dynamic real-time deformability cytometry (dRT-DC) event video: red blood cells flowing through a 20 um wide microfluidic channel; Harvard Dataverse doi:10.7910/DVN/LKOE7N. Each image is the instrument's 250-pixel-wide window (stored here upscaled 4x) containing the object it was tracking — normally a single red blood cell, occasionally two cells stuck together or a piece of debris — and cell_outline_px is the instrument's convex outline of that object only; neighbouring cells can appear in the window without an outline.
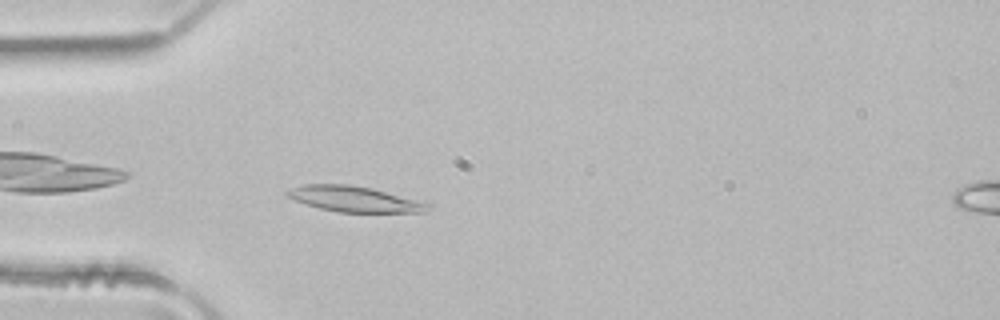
{"species": "common noctule bat (a hibernating species)", "species_latin": "Nyctalus noctula", "temperature_condition": "room temperature", "stored_images_in_passage": 4, "camera_frame_rate_fps": 3000, "um_per_image_px": 0.085, "animal": {"sex": "male", "body_mass_g": 21.5, "forearm_length_mm": 52.0}, "frame": {"image": 1, "passage_image": 3, "time_ms": 0.667, "image_size_px": [1000, 320], "cell_outline_px": [[432, 208], [424, 212], [340, 212], [320, 208], [304, 204], [284, 196], [284, 192], [288, 188], [304, 184], [348, 184], [372, 188], [424, 200], [432, 204]], "centroid_in_image_um": [30.15, 16.91], "position_along_channel_um": 54.9, "area_um2": 21.56}}